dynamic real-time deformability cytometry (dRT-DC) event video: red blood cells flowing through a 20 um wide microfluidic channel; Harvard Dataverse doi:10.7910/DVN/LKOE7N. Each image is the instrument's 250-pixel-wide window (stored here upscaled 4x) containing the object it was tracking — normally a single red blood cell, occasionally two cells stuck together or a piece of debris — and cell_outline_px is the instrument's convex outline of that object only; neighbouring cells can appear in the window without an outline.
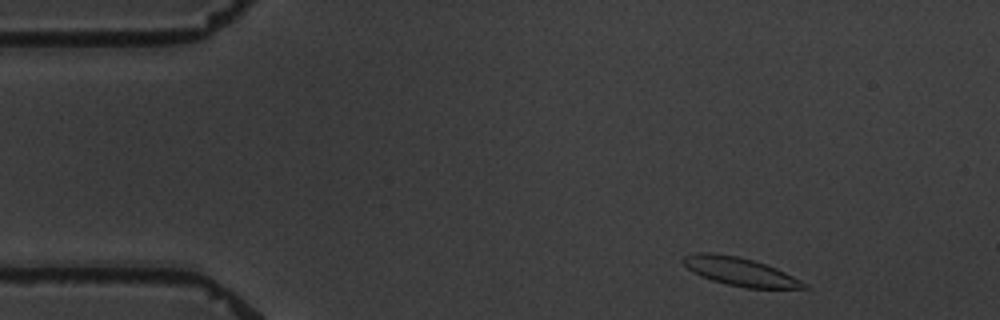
{"species": "common noctule bat (a hibernating species)", "species_latin": "Nyctalus noctula", "temperature_condition": "warm", "stored_images_in_passage": 6, "camera_frame_rate_fps": 3000, "um_per_image_px": 0.085, "animal": {"sex": "male", "body_mass_g": 19.5, "forearm_length_mm": 54.6}, "frame": {"image": 1, "passage_image": 6, "time_ms": 6.0, "image_size_px": [1000, 320], "cell_outline_px": [[812, 288], [744, 288], [712, 280], [700, 276], [692, 272], [680, 260], [684, 256], [696, 252], [708, 252], [736, 256], [752, 260], [776, 268], [808, 284]], "centroid_in_image_um": [62.87, 23.09], "position_along_channel_um": 22.1, "area_um2": 19.77}}